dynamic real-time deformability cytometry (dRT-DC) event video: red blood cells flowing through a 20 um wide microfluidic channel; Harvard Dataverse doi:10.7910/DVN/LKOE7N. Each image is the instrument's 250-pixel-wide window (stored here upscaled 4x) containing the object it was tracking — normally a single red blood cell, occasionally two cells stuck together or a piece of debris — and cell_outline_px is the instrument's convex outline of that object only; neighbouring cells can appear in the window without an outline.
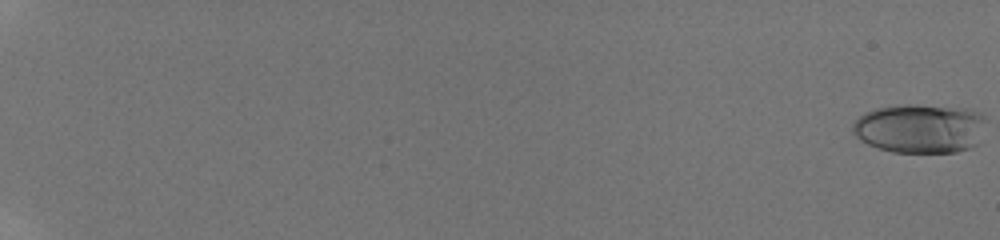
{"species": "human", "species_latin": "Homo sapiens", "temperature_condition": "room temperature", "stored_images_in_passage": 36, "camera_frame_rate_fps": 3000, "um_per_image_px": 0.085, "donor": {"sex": "male"}, "frame": {"image": 1, "passage_image": 1, "time_ms": 0.0, "image_size_px": [1000, 240], "cell_outline_px": [[984, 120], [976, 144], [968, 148], [956, 152], [892, 152], [868, 144], [856, 136], [852, 132], [852, 124], [864, 112], [876, 108], [904, 104], [916, 104], [964, 108], [980, 112], [984, 116]], "centroid_in_image_um": [78.16, 10.9], "position_along_channel_um": 6.8, "area_um2": 38.03}}
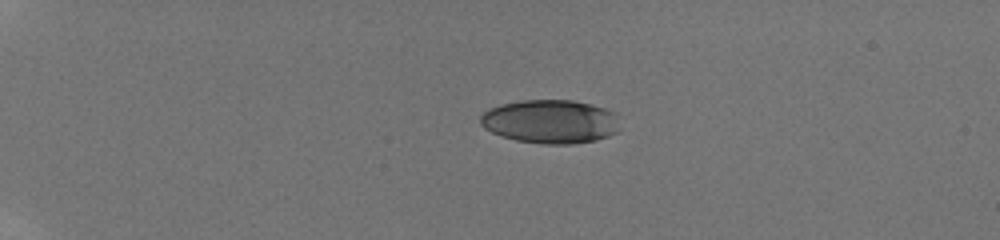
{"frame": {"image": 2, "passage_image": 22, "time_ms": 5.0, "image_size_px": [1000, 240], "cell_outline_px": [[616, 132], [608, 136], [596, 140], [572, 144], [540, 144], [516, 140], [500, 136], [484, 128], [480, 124], [480, 116], [488, 108], [500, 104], [520, 100], [572, 100], [604, 108], [616, 112]], "centroid_in_image_um": [46.72, 10.33], "position_along_channel_um": 38.3, "area_um2": 35.55}}
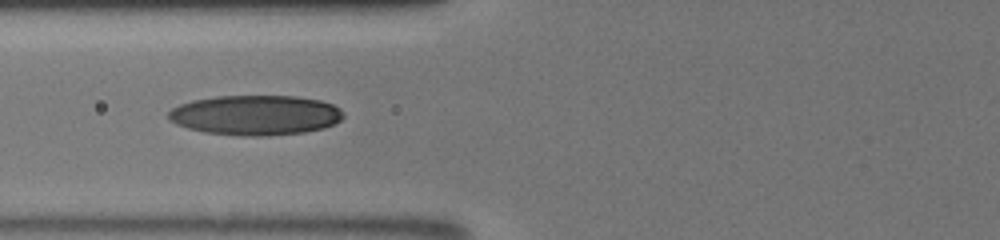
{"frame": {"image": 3, "passage_image": 35, "time_ms": 8.667, "image_size_px": [1000, 240], "cell_outline_px": [[344, 116], [336, 124], [324, 128], [304, 132], [268, 136], [244, 136], [204, 132], [188, 128], [176, 124], [168, 120], [168, 112], [172, 108], [180, 104], [192, 100], [216, 96], [296, 96], [320, 100], [332, 104], [340, 108], [344, 112]], "centroid_in_image_um": [21.73, 9.79], "position_along_channel_um": 104.1, "area_um2": 41.04}}